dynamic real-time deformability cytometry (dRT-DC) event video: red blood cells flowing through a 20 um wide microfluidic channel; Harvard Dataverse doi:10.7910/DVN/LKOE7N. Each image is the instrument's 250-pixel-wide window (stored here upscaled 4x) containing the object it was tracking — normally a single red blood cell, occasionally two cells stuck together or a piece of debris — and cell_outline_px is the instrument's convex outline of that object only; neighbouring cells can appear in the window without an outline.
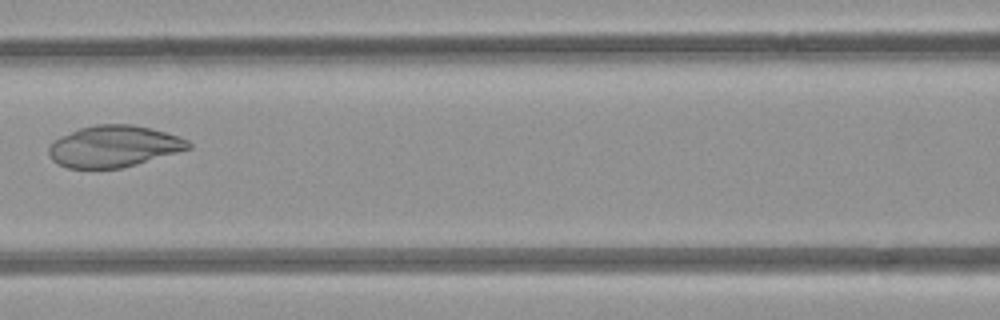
{"species": "common noctule bat (a hibernating species)", "species_latin": "Nyctalus noctula", "temperature_condition": "room temperature", "stored_images_in_passage": 4, "camera_frame_rate_fps": 3000, "um_per_image_px": 0.085, "animal": {"sex": "female", "body_mass_g": 21.9}, "frame": {"image": 1, "passage_image": 3, "time_ms": 2.333, "image_size_px": [1000, 320], "cell_outline_px": [[192, 148], [136, 164], [120, 168], [68, 168], [56, 164], [52, 160], [48, 152], [48, 144], [60, 136], [80, 128], [96, 124], [132, 124], [152, 128], [180, 136], [188, 140], [192, 144]], "centroid_in_image_um": [9.66, 12.43], "position_along_channel_um": 156.9, "area_um2": 33.99}}
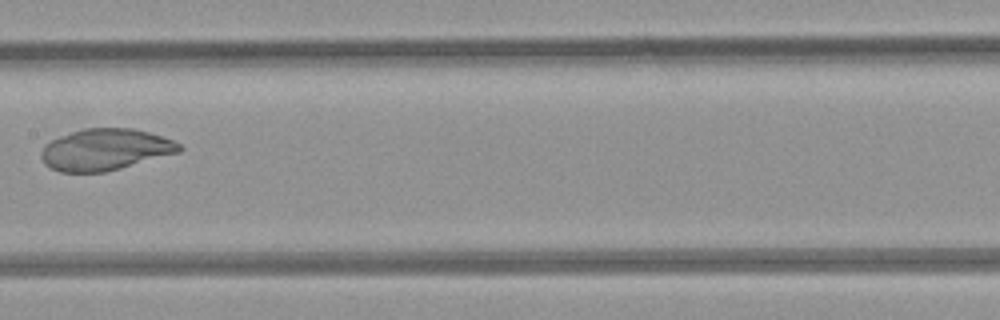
{"frame": {"image": 2, "passage_image": 4, "time_ms": 3.333, "image_size_px": [1000, 320], "cell_outline_px": [[184, 148], [180, 152], [120, 168], [104, 172], [60, 172], [48, 168], [44, 164], [40, 156], [40, 152], [44, 144], [60, 136], [84, 128], [132, 128], [148, 132], [172, 140], [180, 144]], "centroid_in_image_um": [8.91, 12.72], "position_along_channel_um": 198.5, "area_um2": 33.41}}